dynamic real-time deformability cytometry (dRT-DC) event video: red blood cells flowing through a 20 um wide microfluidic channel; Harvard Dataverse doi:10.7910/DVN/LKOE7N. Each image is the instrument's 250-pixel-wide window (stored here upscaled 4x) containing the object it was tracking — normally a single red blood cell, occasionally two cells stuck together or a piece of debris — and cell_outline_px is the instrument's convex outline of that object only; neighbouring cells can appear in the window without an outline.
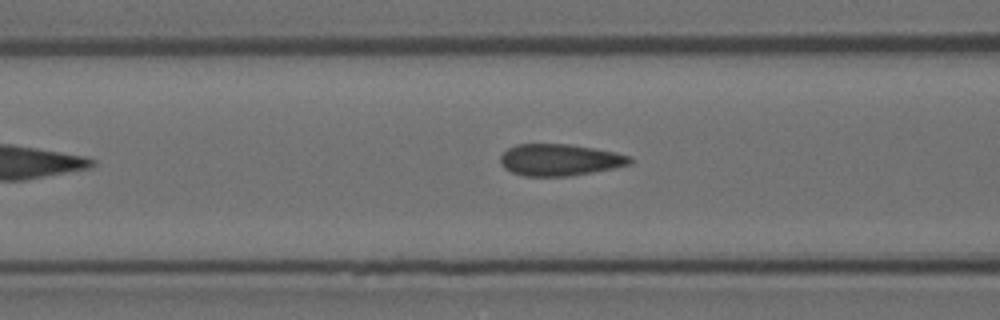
{"species": "Egyptian fruit bat (a non-hibernating species)", "species_latin": "Rousettus aegyptiacus", "temperature_condition": "room temperature", "stored_images_in_passage": 5, "camera_frame_rate_fps": 3000, "um_per_image_px": 0.085, "animal": {"sex": "female"}, "frame": {"image": 1, "passage_image": 4, "time_ms": 1.0, "image_size_px": [1000, 320], "cell_outline_px": [[632, 164], [612, 168], [568, 176], [524, 176], [512, 172], [504, 168], [500, 164], [500, 156], [508, 148], [516, 144], [568, 144], [596, 148], [616, 152], [628, 156], [632, 160]], "centroid_in_image_um": [47.55, 13.58], "position_along_channel_um": 119.1, "area_um2": 23.87}}